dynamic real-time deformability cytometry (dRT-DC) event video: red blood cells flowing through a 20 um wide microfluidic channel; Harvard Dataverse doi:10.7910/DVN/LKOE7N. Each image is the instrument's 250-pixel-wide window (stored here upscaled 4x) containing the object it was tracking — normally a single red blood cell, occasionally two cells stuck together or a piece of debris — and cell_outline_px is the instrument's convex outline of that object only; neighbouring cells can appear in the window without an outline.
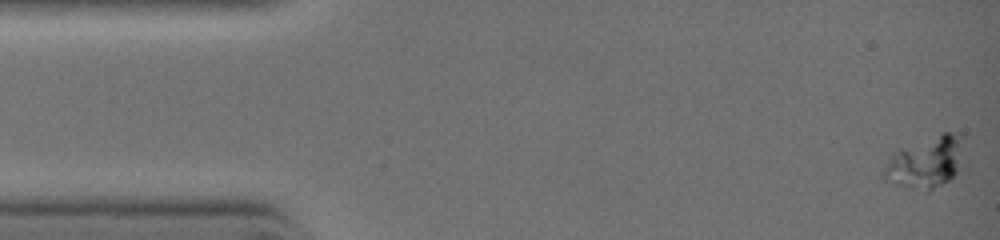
{"species": "common noctule bat (a hibernating species)", "species_latin": "Nyctalus noctula", "temperature_condition": "warm", "stored_images_in_passage": 17, "camera_frame_rate_fps": 3000, "um_per_image_px": 0.085, "animal": {"sex": "female", "body_mass_g": 19.0, "forearm_length_mm": 51.5}, "frame": {"image": 1, "passage_image": 1, "time_ms": 0.0, "image_size_px": [1000, 240], "cell_outline_px": [[964, 136], [956, 172], [948, 180], [928, 192], [904, 184], [892, 164], [900, 152], [940, 132], [964, 132]], "centroid_in_image_um": [79.07, 13.68], "position_along_channel_um": 5.9, "area_um2": 20.58}}
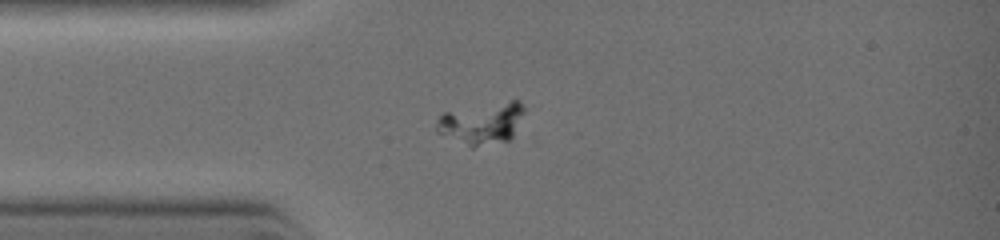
{"frame": {"image": 2, "passage_image": 12, "time_ms": 2.667, "image_size_px": [1000, 240], "cell_outline_px": [[540, 104], [512, 136], [508, 140], [472, 148], [436, 132], [436, 124], [440, 116], [444, 112], [512, 100], [520, 100]], "centroid_in_image_um": [41.24, 10.41], "position_along_channel_um": 43.8, "area_um2": 22.77}}
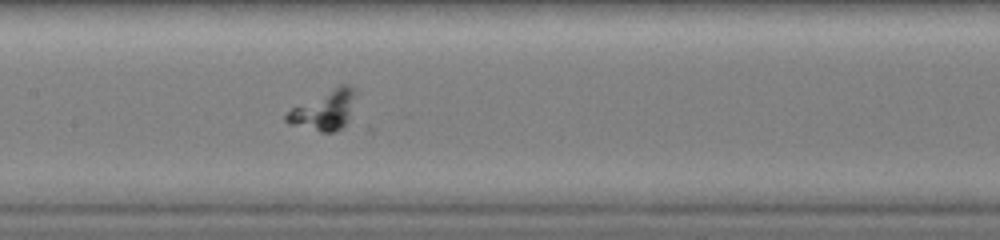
{"frame": {"image": 3, "passage_image": 17, "time_ms": 5.333, "image_size_px": [1000, 240], "cell_outline_px": [[356, 92], [348, 120], [336, 132], [320, 132], [288, 124], [284, 120], [284, 116], [292, 108], [340, 84], [348, 84], [356, 88]], "centroid_in_image_um": [27.55, 9.37], "position_along_channel_um": 179.8, "area_um2": 15.84}}